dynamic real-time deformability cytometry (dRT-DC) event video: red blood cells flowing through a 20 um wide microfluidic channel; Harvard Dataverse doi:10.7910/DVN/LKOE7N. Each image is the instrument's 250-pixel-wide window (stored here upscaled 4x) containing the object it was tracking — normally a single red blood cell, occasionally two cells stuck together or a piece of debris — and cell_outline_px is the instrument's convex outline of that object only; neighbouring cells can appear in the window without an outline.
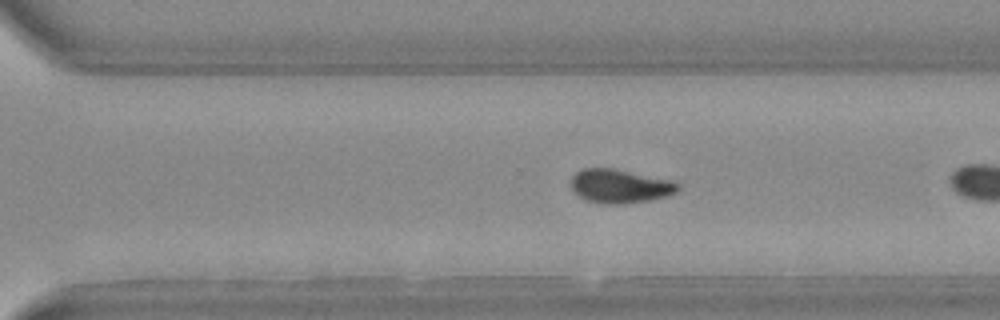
{"species": "Egyptian fruit bat (a non-hibernating species)", "species_latin": "Rousettus aegyptiacus", "temperature_condition": "warm", "stored_images_in_passage": 17, "camera_frame_rate_fps": 3000, "um_per_image_px": 0.085, "animal": {"sex": "female"}, "frame": {"image": 1, "passage_image": 13, "time_ms": 4.0, "image_size_px": [1000, 320], "cell_outline_px": [[680, 188], [676, 192], [668, 196], [648, 200], [624, 204], [604, 204], [584, 200], [572, 188], [572, 176], [576, 172], [584, 168], [612, 168], [668, 180], [680, 184]], "centroid_in_image_um": [52.68, 15.83], "position_along_channel_um": 317.9, "area_um2": 20.81}}